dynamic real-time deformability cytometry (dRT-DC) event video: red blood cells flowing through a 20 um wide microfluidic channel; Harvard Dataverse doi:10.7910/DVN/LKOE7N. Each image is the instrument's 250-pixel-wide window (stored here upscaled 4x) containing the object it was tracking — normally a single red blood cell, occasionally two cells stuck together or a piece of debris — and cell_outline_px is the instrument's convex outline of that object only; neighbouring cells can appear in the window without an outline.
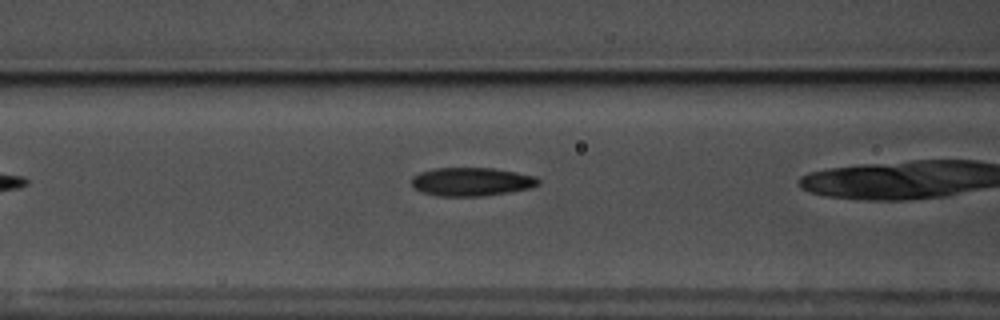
{"species": "common noctule bat (a hibernating species)", "species_latin": "Nyctalus noctula", "temperature_condition": "warm", "stored_images_in_passage": 18, "camera_frame_rate_fps": 3000, "um_per_image_px": 0.085, "animal": {"sex": "male", "body_mass_g": 17.5, "forearm_length_mm": 52.3}, "frame": {"image": 1, "passage_image": 3, "time_ms": 0.667, "image_size_px": [1000, 320], "cell_outline_px": [[540, 184], [532, 188], [484, 196], [440, 196], [420, 192], [412, 184], [412, 176], [420, 172], [436, 168], [492, 168], [516, 172], [536, 176], [540, 180]], "centroid_in_image_um": [40.1, 15.45], "position_along_channel_um": 126.5, "area_um2": 21.1}}
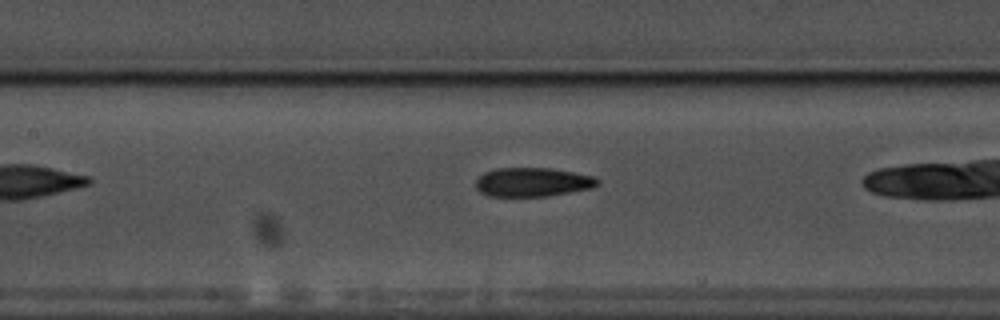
{"frame": {"image": 2, "passage_image": 6, "time_ms": 1.667, "image_size_px": [1000, 320], "cell_outline_px": [[600, 184], [592, 188], [548, 196], [488, 196], [480, 192], [476, 188], [476, 180], [484, 172], [496, 168], [552, 168], [596, 176], [600, 180]], "centroid_in_image_um": [45.31, 15.47], "position_along_channel_um": 162.1, "area_um2": 20.75}}
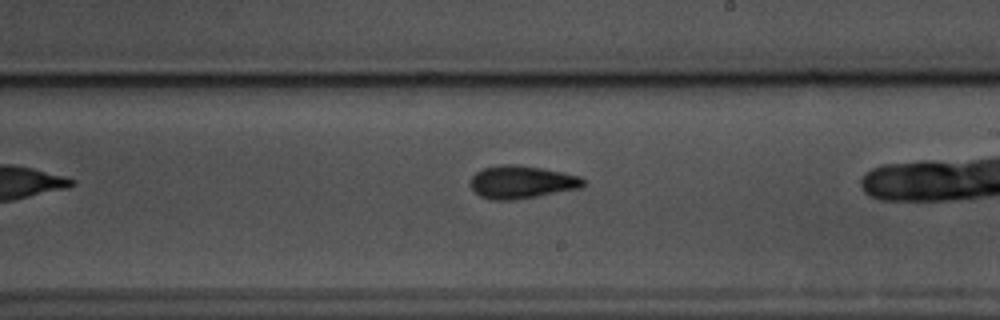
{"frame": {"image": 3, "passage_image": 13, "time_ms": 4.0, "image_size_px": [1000, 320], "cell_outline_px": [[584, 184], [580, 188], [536, 196], [512, 200], [492, 200], [480, 196], [468, 184], [472, 176], [476, 172], [484, 168], [504, 164], [520, 164], [564, 172], [580, 176], [584, 180]], "centroid_in_image_um": [44.32, 15.46], "position_along_channel_um": 244.7, "area_um2": 21.62}}